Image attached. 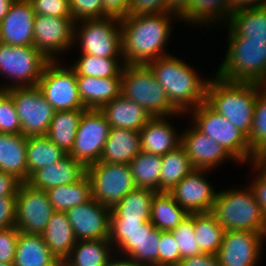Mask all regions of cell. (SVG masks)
Returning a JSON list of instances; mask_svg holds the SVG:
<instances>
[{
	"label": "cell",
	"mask_w": 266,
	"mask_h": 266,
	"mask_svg": "<svg viewBox=\"0 0 266 266\" xmlns=\"http://www.w3.org/2000/svg\"><path fill=\"white\" fill-rule=\"evenodd\" d=\"M16 196L0 197V229L15 227Z\"/></svg>",
	"instance_id": "cell-50"
},
{
	"label": "cell",
	"mask_w": 266,
	"mask_h": 266,
	"mask_svg": "<svg viewBox=\"0 0 266 266\" xmlns=\"http://www.w3.org/2000/svg\"><path fill=\"white\" fill-rule=\"evenodd\" d=\"M121 95L141 105L151 117L181 116L169 101L148 65H125L122 71Z\"/></svg>",
	"instance_id": "cell-6"
},
{
	"label": "cell",
	"mask_w": 266,
	"mask_h": 266,
	"mask_svg": "<svg viewBox=\"0 0 266 266\" xmlns=\"http://www.w3.org/2000/svg\"><path fill=\"white\" fill-rule=\"evenodd\" d=\"M71 17L75 22L104 18L102 0H69Z\"/></svg>",
	"instance_id": "cell-45"
},
{
	"label": "cell",
	"mask_w": 266,
	"mask_h": 266,
	"mask_svg": "<svg viewBox=\"0 0 266 266\" xmlns=\"http://www.w3.org/2000/svg\"><path fill=\"white\" fill-rule=\"evenodd\" d=\"M166 117H152L140 130L141 151L163 156L181 145V134Z\"/></svg>",
	"instance_id": "cell-23"
},
{
	"label": "cell",
	"mask_w": 266,
	"mask_h": 266,
	"mask_svg": "<svg viewBox=\"0 0 266 266\" xmlns=\"http://www.w3.org/2000/svg\"><path fill=\"white\" fill-rule=\"evenodd\" d=\"M86 174L87 167L67 154L60 161L34 171L26 183L36 189L47 191L57 186L77 182Z\"/></svg>",
	"instance_id": "cell-22"
},
{
	"label": "cell",
	"mask_w": 266,
	"mask_h": 266,
	"mask_svg": "<svg viewBox=\"0 0 266 266\" xmlns=\"http://www.w3.org/2000/svg\"><path fill=\"white\" fill-rule=\"evenodd\" d=\"M265 239L261 232L225 231L216 254L220 266H257Z\"/></svg>",
	"instance_id": "cell-17"
},
{
	"label": "cell",
	"mask_w": 266,
	"mask_h": 266,
	"mask_svg": "<svg viewBox=\"0 0 266 266\" xmlns=\"http://www.w3.org/2000/svg\"><path fill=\"white\" fill-rule=\"evenodd\" d=\"M166 13V0H130L127 16L156 15Z\"/></svg>",
	"instance_id": "cell-49"
},
{
	"label": "cell",
	"mask_w": 266,
	"mask_h": 266,
	"mask_svg": "<svg viewBox=\"0 0 266 266\" xmlns=\"http://www.w3.org/2000/svg\"><path fill=\"white\" fill-rule=\"evenodd\" d=\"M35 15L71 17L69 0H30Z\"/></svg>",
	"instance_id": "cell-47"
},
{
	"label": "cell",
	"mask_w": 266,
	"mask_h": 266,
	"mask_svg": "<svg viewBox=\"0 0 266 266\" xmlns=\"http://www.w3.org/2000/svg\"><path fill=\"white\" fill-rule=\"evenodd\" d=\"M0 266H14V264H7V263L0 262Z\"/></svg>",
	"instance_id": "cell-62"
},
{
	"label": "cell",
	"mask_w": 266,
	"mask_h": 266,
	"mask_svg": "<svg viewBox=\"0 0 266 266\" xmlns=\"http://www.w3.org/2000/svg\"><path fill=\"white\" fill-rule=\"evenodd\" d=\"M160 192H169L194 168L182 145L161 156Z\"/></svg>",
	"instance_id": "cell-37"
},
{
	"label": "cell",
	"mask_w": 266,
	"mask_h": 266,
	"mask_svg": "<svg viewBox=\"0 0 266 266\" xmlns=\"http://www.w3.org/2000/svg\"><path fill=\"white\" fill-rule=\"evenodd\" d=\"M37 86L55 111L86 110L79 96L77 74L68 65L61 66L59 59L45 66Z\"/></svg>",
	"instance_id": "cell-11"
},
{
	"label": "cell",
	"mask_w": 266,
	"mask_h": 266,
	"mask_svg": "<svg viewBox=\"0 0 266 266\" xmlns=\"http://www.w3.org/2000/svg\"><path fill=\"white\" fill-rule=\"evenodd\" d=\"M53 212L46 191L21 183L16 194L15 227L19 232L41 235Z\"/></svg>",
	"instance_id": "cell-15"
},
{
	"label": "cell",
	"mask_w": 266,
	"mask_h": 266,
	"mask_svg": "<svg viewBox=\"0 0 266 266\" xmlns=\"http://www.w3.org/2000/svg\"><path fill=\"white\" fill-rule=\"evenodd\" d=\"M13 99L25 137L46 136L55 110L38 86L5 90Z\"/></svg>",
	"instance_id": "cell-12"
},
{
	"label": "cell",
	"mask_w": 266,
	"mask_h": 266,
	"mask_svg": "<svg viewBox=\"0 0 266 266\" xmlns=\"http://www.w3.org/2000/svg\"><path fill=\"white\" fill-rule=\"evenodd\" d=\"M181 145L194 169L212 170L229 159L237 162L219 143L195 126L188 127V130L181 133Z\"/></svg>",
	"instance_id": "cell-21"
},
{
	"label": "cell",
	"mask_w": 266,
	"mask_h": 266,
	"mask_svg": "<svg viewBox=\"0 0 266 266\" xmlns=\"http://www.w3.org/2000/svg\"><path fill=\"white\" fill-rule=\"evenodd\" d=\"M78 22L82 26L77 25ZM75 42L80 44L82 54L110 59L122 58L120 19L105 17L75 22L74 45Z\"/></svg>",
	"instance_id": "cell-9"
},
{
	"label": "cell",
	"mask_w": 266,
	"mask_h": 266,
	"mask_svg": "<svg viewBox=\"0 0 266 266\" xmlns=\"http://www.w3.org/2000/svg\"><path fill=\"white\" fill-rule=\"evenodd\" d=\"M74 27L72 17L35 15L34 47L50 61H56L62 51L66 52L73 47Z\"/></svg>",
	"instance_id": "cell-16"
},
{
	"label": "cell",
	"mask_w": 266,
	"mask_h": 266,
	"mask_svg": "<svg viewBox=\"0 0 266 266\" xmlns=\"http://www.w3.org/2000/svg\"><path fill=\"white\" fill-rule=\"evenodd\" d=\"M0 133L21 134V122L12 97L0 90Z\"/></svg>",
	"instance_id": "cell-44"
},
{
	"label": "cell",
	"mask_w": 266,
	"mask_h": 266,
	"mask_svg": "<svg viewBox=\"0 0 266 266\" xmlns=\"http://www.w3.org/2000/svg\"><path fill=\"white\" fill-rule=\"evenodd\" d=\"M156 191L136 188L111 208L110 220H150L151 202Z\"/></svg>",
	"instance_id": "cell-32"
},
{
	"label": "cell",
	"mask_w": 266,
	"mask_h": 266,
	"mask_svg": "<svg viewBox=\"0 0 266 266\" xmlns=\"http://www.w3.org/2000/svg\"><path fill=\"white\" fill-rule=\"evenodd\" d=\"M210 170L193 169L169 193L189 214L212 211L217 193L204 175ZM205 176V177H204Z\"/></svg>",
	"instance_id": "cell-19"
},
{
	"label": "cell",
	"mask_w": 266,
	"mask_h": 266,
	"mask_svg": "<svg viewBox=\"0 0 266 266\" xmlns=\"http://www.w3.org/2000/svg\"><path fill=\"white\" fill-rule=\"evenodd\" d=\"M140 151V131L110 127L100 162L129 164Z\"/></svg>",
	"instance_id": "cell-25"
},
{
	"label": "cell",
	"mask_w": 266,
	"mask_h": 266,
	"mask_svg": "<svg viewBox=\"0 0 266 266\" xmlns=\"http://www.w3.org/2000/svg\"><path fill=\"white\" fill-rule=\"evenodd\" d=\"M161 231L148 221L142 228L133 231H110L109 241L121 256L135 261L140 266H158V251Z\"/></svg>",
	"instance_id": "cell-14"
},
{
	"label": "cell",
	"mask_w": 266,
	"mask_h": 266,
	"mask_svg": "<svg viewBox=\"0 0 266 266\" xmlns=\"http://www.w3.org/2000/svg\"><path fill=\"white\" fill-rule=\"evenodd\" d=\"M256 171V177L250 185L254 193L256 202L260 205L263 214L266 216V178L254 167L252 171Z\"/></svg>",
	"instance_id": "cell-52"
},
{
	"label": "cell",
	"mask_w": 266,
	"mask_h": 266,
	"mask_svg": "<svg viewBox=\"0 0 266 266\" xmlns=\"http://www.w3.org/2000/svg\"><path fill=\"white\" fill-rule=\"evenodd\" d=\"M170 103L183 115L206 101L209 78L199 76L183 60L166 55L148 64Z\"/></svg>",
	"instance_id": "cell-2"
},
{
	"label": "cell",
	"mask_w": 266,
	"mask_h": 266,
	"mask_svg": "<svg viewBox=\"0 0 266 266\" xmlns=\"http://www.w3.org/2000/svg\"><path fill=\"white\" fill-rule=\"evenodd\" d=\"M82 54L71 68L77 76H92L98 78L122 77L124 61ZM121 62V63H119ZM120 64V65H119Z\"/></svg>",
	"instance_id": "cell-41"
},
{
	"label": "cell",
	"mask_w": 266,
	"mask_h": 266,
	"mask_svg": "<svg viewBox=\"0 0 266 266\" xmlns=\"http://www.w3.org/2000/svg\"><path fill=\"white\" fill-rule=\"evenodd\" d=\"M158 251V266H178L181 258L177 242L171 231H161Z\"/></svg>",
	"instance_id": "cell-46"
},
{
	"label": "cell",
	"mask_w": 266,
	"mask_h": 266,
	"mask_svg": "<svg viewBox=\"0 0 266 266\" xmlns=\"http://www.w3.org/2000/svg\"><path fill=\"white\" fill-rule=\"evenodd\" d=\"M178 266H220L216 255L211 253H201L181 259Z\"/></svg>",
	"instance_id": "cell-54"
},
{
	"label": "cell",
	"mask_w": 266,
	"mask_h": 266,
	"mask_svg": "<svg viewBox=\"0 0 266 266\" xmlns=\"http://www.w3.org/2000/svg\"><path fill=\"white\" fill-rule=\"evenodd\" d=\"M232 12L257 7H266V0H229Z\"/></svg>",
	"instance_id": "cell-57"
},
{
	"label": "cell",
	"mask_w": 266,
	"mask_h": 266,
	"mask_svg": "<svg viewBox=\"0 0 266 266\" xmlns=\"http://www.w3.org/2000/svg\"><path fill=\"white\" fill-rule=\"evenodd\" d=\"M111 246L109 239L77 241L65 259L67 266H104L115 251Z\"/></svg>",
	"instance_id": "cell-33"
},
{
	"label": "cell",
	"mask_w": 266,
	"mask_h": 266,
	"mask_svg": "<svg viewBox=\"0 0 266 266\" xmlns=\"http://www.w3.org/2000/svg\"><path fill=\"white\" fill-rule=\"evenodd\" d=\"M150 220H110V231H133L142 228Z\"/></svg>",
	"instance_id": "cell-56"
},
{
	"label": "cell",
	"mask_w": 266,
	"mask_h": 266,
	"mask_svg": "<svg viewBox=\"0 0 266 266\" xmlns=\"http://www.w3.org/2000/svg\"><path fill=\"white\" fill-rule=\"evenodd\" d=\"M192 0H166V13L173 14L180 21L188 14Z\"/></svg>",
	"instance_id": "cell-55"
},
{
	"label": "cell",
	"mask_w": 266,
	"mask_h": 266,
	"mask_svg": "<svg viewBox=\"0 0 266 266\" xmlns=\"http://www.w3.org/2000/svg\"><path fill=\"white\" fill-rule=\"evenodd\" d=\"M189 215L166 191L156 192L151 202L150 222L160 231H171Z\"/></svg>",
	"instance_id": "cell-30"
},
{
	"label": "cell",
	"mask_w": 266,
	"mask_h": 266,
	"mask_svg": "<svg viewBox=\"0 0 266 266\" xmlns=\"http://www.w3.org/2000/svg\"><path fill=\"white\" fill-rule=\"evenodd\" d=\"M130 0H102L104 8V18L113 17L124 19L127 16V8Z\"/></svg>",
	"instance_id": "cell-51"
},
{
	"label": "cell",
	"mask_w": 266,
	"mask_h": 266,
	"mask_svg": "<svg viewBox=\"0 0 266 266\" xmlns=\"http://www.w3.org/2000/svg\"><path fill=\"white\" fill-rule=\"evenodd\" d=\"M49 266H67L65 259H57L54 263Z\"/></svg>",
	"instance_id": "cell-61"
},
{
	"label": "cell",
	"mask_w": 266,
	"mask_h": 266,
	"mask_svg": "<svg viewBox=\"0 0 266 266\" xmlns=\"http://www.w3.org/2000/svg\"><path fill=\"white\" fill-rule=\"evenodd\" d=\"M191 112L193 125L200 132L219 143L238 163H252L254 154L250 151L247 136L230 120L214 111L206 102Z\"/></svg>",
	"instance_id": "cell-7"
},
{
	"label": "cell",
	"mask_w": 266,
	"mask_h": 266,
	"mask_svg": "<svg viewBox=\"0 0 266 266\" xmlns=\"http://www.w3.org/2000/svg\"><path fill=\"white\" fill-rule=\"evenodd\" d=\"M228 47L216 76L232 82L266 84V41L245 40L228 27Z\"/></svg>",
	"instance_id": "cell-4"
},
{
	"label": "cell",
	"mask_w": 266,
	"mask_h": 266,
	"mask_svg": "<svg viewBox=\"0 0 266 266\" xmlns=\"http://www.w3.org/2000/svg\"><path fill=\"white\" fill-rule=\"evenodd\" d=\"M264 236L266 237V225H265V230H264Z\"/></svg>",
	"instance_id": "cell-63"
},
{
	"label": "cell",
	"mask_w": 266,
	"mask_h": 266,
	"mask_svg": "<svg viewBox=\"0 0 266 266\" xmlns=\"http://www.w3.org/2000/svg\"><path fill=\"white\" fill-rule=\"evenodd\" d=\"M110 125L99 109H86L80 119L72 150V158L86 167L97 163L109 136Z\"/></svg>",
	"instance_id": "cell-13"
},
{
	"label": "cell",
	"mask_w": 266,
	"mask_h": 266,
	"mask_svg": "<svg viewBox=\"0 0 266 266\" xmlns=\"http://www.w3.org/2000/svg\"><path fill=\"white\" fill-rule=\"evenodd\" d=\"M14 0H0V23L8 13V9Z\"/></svg>",
	"instance_id": "cell-60"
},
{
	"label": "cell",
	"mask_w": 266,
	"mask_h": 266,
	"mask_svg": "<svg viewBox=\"0 0 266 266\" xmlns=\"http://www.w3.org/2000/svg\"><path fill=\"white\" fill-rule=\"evenodd\" d=\"M77 241L109 239L111 208L91 198L65 212Z\"/></svg>",
	"instance_id": "cell-18"
},
{
	"label": "cell",
	"mask_w": 266,
	"mask_h": 266,
	"mask_svg": "<svg viewBox=\"0 0 266 266\" xmlns=\"http://www.w3.org/2000/svg\"><path fill=\"white\" fill-rule=\"evenodd\" d=\"M227 26L245 40L266 41V7L248 8L232 12Z\"/></svg>",
	"instance_id": "cell-31"
},
{
	"label": "cell",
	"mask_w": 266,
	"mask_h": 266,
	"mask_svg": "<svg viewBox=\"0 0 266 266\" xmlns=\"http://www.w3.org/2000/svg\"><path fill=\"white\" fill-rule=\"evenodd\" d=\"M57 258L50 252L42 235L19 232L14 266H49Z\"/></svg>",
	"instance_id": "cell-29"
},
{
	"label": "cell",
	"mask_w": 266,
	"mask_h": 266,
	"mask_svg": "<svg viewBox=\"0 0 266 266\" xmlns=\"http://www.w3.org/2000/svg\"><path fill=\"white\" fill-rule=\"evenodd\" d=\"M21 183L15 175L0 171V197L16 196Z\"/></svg>",
	"instance_id": "cell-53"
},
{
	"label": "cell",
	"mask_w": 266,
	"mask_h": 266,
	"mask_svg": "<svg viewBox=\"0 0 266 266\" xmlns=\"http://www.w3.org/2000/svg\"><path fill=\"white\" fill-rule=\"evenodd\" d=\"M242 189L218 191L211 213L226 231L264 233L266 216L256 202L250 186Z\"/></svg>",
	"instance_id": "cell-5"
},
{
	"label": "cell",
	"mask_w": 266,
	"mask_h": 266,
	"mask_svg": "<svg viewBox=\"0 0 266 266\" xmlns=\"http://www.w3.org/2000/svg\"><path fill=\"white\" fill-rule=\"evenodd\" d=\"M41 235L57 259H66L77 242L66 213L61 211L53 212Z\"/></svg>",
	"instance_id": "cell-27"
},
{
	"label": "cell",
	"mask_w": 266,
	"mask_h": 266,
	"mask_svg": "<svg viewBox=\"0 0 266 266\" xmlns=\"http://www.w3.org/2000/svg\"><path fill=\"white\" fill-rule=\"evenodd\" d=\"M27 137L21 134L0 133V171L27 181Z\"/></svg>",
	"instance_id": "cell-28"
},
{
	"label": "cell",
	"mask_w": 266,
	"mask_h": 266,
	"mask_svg": "<svg viewBox=\"0 0 266 266\" xmlns=\"http://www.w3.org/2000/svg\"><path fill=\"white\" fill-rule=\"evenodd\" d=\"M171 233L177 242L181 259L203 253L195 239L194 214H189L181 224L171 230Z\"/></svg>",
	"instance_id": "cell-43"
},
{
	"label": "cell",
	"mask_w": 266,
	"mask_h": 266,
	"mask_svg": "<svg viewBox=\"0 0 266 266\" xmlns=\"http://www.w3.org/2000/svg\"><path fill=\"white\" fill-rule=\"evenodd\" d=\"M79 96L86 109H100L121 95L122 77L77 76Z\"/></svg>",
	"instance_id": "cell-26"
},
{
	"label": "cell",
	"mask_w": 266,
	"mask_h": 266,
	"mask_svg": "<svg viewBox=\"0 0 266 266\" xmlns=\"http://www.w3.org/2000/svg\"><path fill=\"white\" fill-rule=\"evenodd\" d=\"M35 11L30 0H14L0 23V42L12 46H34Z\"/></svg>",
	"instance_id": "cell-20"
},
{
	"label": "cell",
	"mask_w": 266,
	"mask_h": 266,
	"mask_svg": "<svg viewBox=\"0 0 266 266\" xmlns=\"http://www.w3.org/2000/svg\"><path fill=\"white\" fill-rule=\"evenodd\" d=\"M19 230L16 227L0 229V262L14 264Z\"/></svg>",
	"instance_id": "cell-48"
},
{
	"label": "cell",
	"mask_w": 266,
	"mask_h": 266,
	"mask_svg": "<svg viewBox=\"0 0 266 266\" xmlns=\"http://www.w3.org/2000/svg\"><path fill=\"white\" fill-rule=\"evenodd\" d=\"M92 198L113 208L130 191L137 188L129 164L100 162L87 167Z\"/></svg>",
	"instance_id": "cell-10"
},
{
	"label": "cell",
	"mask_w": 266,
	"mask_h": 266,
	"mask_svg": "<svg viewBox=\"0 0 266 266\" xmlns=\"http://www.w3.org/2000/svg\"><path fill=\"white\" fill-rule=\"evenodd\" d=\"M170 13L126 16L120 20L122 31V60L125 65H148L169 55L164 49L172 33Z\"/></svg>",
	"instance_id": "cell-1"
},
{
	"label": "cell",
	"mask_w": 266,
	"mask_h": 266,
	"mask_svg": "<svg viewBox=\"0 0 266 266\" xmlns=\"http://www.w3.org/2000/svg\"><path fill=\"white\" fill-rule=\"evenodd\" d=\"M231 13L229 0H192L188 14L181 21L195 25L206 24V27L211 22L220 24L218 21H221L226 24Z\"/></svg>",
	"instance_id": "cell-40"
},
{
	"label": "cell",
	"mask_w": 266,
	"mask_h": 266,
	"mask_svg": "<svg viewBox=\"0 0 266 266\" xmlns=\"http://www.w3.org/2000/svg\"><path fill=\"white\" fill-rule=\"evenodd\" d=\"M49 62L34 46H12L0 42V74L13 83L0 86V90L37 86Z\"/></svg>",
	"instance_id": "cell-8"
},
{
	"label": "cell",
	"mask_w": 266,
	"mask_h": 266,
	"mask_svg": "<svg viewBox=\"0 0 266 266\" xmlns=\"http://www.w3.org/2000/svg\"><path fill=\"white\" fill-rule=\"evenodd\" d=\"M99 110L105 116L110 127L133 131H140L152 118L141 105L122 95L103 105Z\"/></svg>",
	"instance_id": "cell-24"
},
{
	"label": "cell",
	"mask_w": 266,
	"mask_h": 266,
	"mask_svg": "<svg viewBox=\"0 0 266 266\" xmlns=\"http://www.w3.org/2000/svg\"><path fill=\"white\" fill-rule=\"evenodd\" d=\"M67 153L46 136L27 137V180L36 170L63 159Z\"/></svg>",
	"instance_id": "cell-36"
},
{
	"label": "cell",
	"mask_w": 266,
	"mask_h": 266,
	"mask_svg": "<svg viewBox=\"0 0 266 266\" xmlns=\"http://www.w3.org/2000/svg\"><path fill=\"white\" fill-rule=\"evenodd\" d=\"M225 231L211 212L194 214L195 239L203 253L216 255Z\"/></svg>",
	"instance_id": "cell-39"
},
{
	"label": "cell",
	"mask_w": 266,
	"mask_h": 266,
	"mask_svg": "<svg viewBox=\"0 0 266 266\" xmlns=\"http://www.w3.org/2000/svg\"><path fill=\"white\" fill-rule=\"evenodd\" d=\"M54 211L66 212L92 198L91 182L87 174L79 181L46 191Z\"/></svg>",
	"instance_id": "cell-35"
},
{
	"label": "cell",
	"mask_w": 266,
	"mask_h": 266,
	"mask_svg": "<svg viewBox=\"0 0 266 266\" xmlns=\"http://www.w3.org/2000/svg\"><path fill=\"white\" fill-rule=\"evenodd\" d=\"M264 87L261 83L226 81L215 75L208 81L205 102L248 137L256 99Z\"/></svg>",
	"instance_id": "cell-3"
},
{
	"label": "cell",
	"mask_w": 266,
	"mask_h": 266,
	"mask_svg": "<svg viewBox=\"0 0 266 266\" xmlns=\"http://www.w3.org/2000/svg\"><path fill=\"white\" fill-rule=\"evenodd\" d=\"M85 110L55 111L46 137L67 154L72 150Z\"/></svg>",
	"instance_id": "cell-34"
},
{
	"label": "cell",
	"mask_w": 266,
	"mask_h": 266,
	"mask_svg": "<svg viewBox=\"0 0 266 266\" xmlns=\"http://www.w3.org/2000/svg\"><path fill=\"white\" fill-rule=\"evenodd\" d=\"M247 138L250 151L254 155L266 151V86L258 93L253 126Z\"/></svg>",
	"instance_id": "cell-42"
},
{
	"label": "cell",
	"mask_w": 266,
	"mask_h": 266,
	"mask_svg": "<svg viewBox=\"0 0 266 266\" xmlns=\"http://www.w3.org/2000/svg\"><path fill=\"white\" fill-rule=\"evenodd\" d=\"M251 165L266 178V151L255 154Z\"/></svg>",
	"instance_id": "cell-58"
},
{
	"label": "cell",
	"mask_w": 266,
	"mask_h": 266,
	"mask_svg": "<svg viewBox=\"0 0 266 266\" xmlns=\"http://www.w3.org/2000/svg\"><path fill=\"white\" fill-rule=\"evenodd\" d=\"M161 156L140 151L129 163L137 188L160 192Z\"/></svg>",
	"instance_id": "cell-38"
},
{
	"label": "cell",
	"mask_w": 266,
	"mask_h": 266,
	"mask_svg": "<svg viewBox=\"0 0 266 266\" xmlns=\"http://www.w3.org/2000/svg\"><path fill=\"white\" fill-rule=\"evenodd\" d=\"M113 255L115 258L113 257ZM113 255L106 262V264L104 266H140L130 258H127L124 256L118 257L119 254H117V256H115L114 253H113ZM116 257H117V259H116Z\"/></svg>",
	"instance_id": "cell-59"
}]
</instances>
